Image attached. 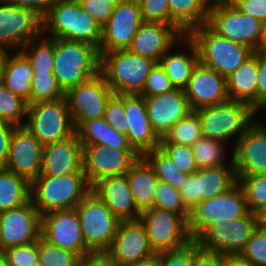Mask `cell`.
I'll list each match as a JSON object with an SVG mask.
<instances>
[{
  "mask_svg": "<svg viewBox=\"0 0 266 266\" xmlns=\"http://www.w3.org/2000/svg\"><path fill=\"white\" fill-rule=\"evenodd\" d=\"M2 253L8 266H32L39 261L38 240L6 249Z\"/></svg>",
  "mask_w": 266,
  "mask_h": 266,
  "instance_id": "47",
  "label": "cell"
},
{
  "mask_svg": "<svg viewBox=\"0 0 266 266\" xmlns=\"http://www.w3.org/2000/svg\"><path fill=\"white\" fill-rule=\"evenodd\" d=\"M31 184L5 168L0 169V212L19 208L31 200Z\"/></svg>",
  "mask_w": 266,
  "mask_h": 266,
  "instance_id": "35",
  "label": "cell"
},
{
  "mask_svg": "<svg viewBox=\"0 0 266 266\" xmlns=\"http://www.w3.org/2000/svg\"><path fill=\"white\" fill-rule=\"evenodd\" d=\"M24 127L43 145L72 136L76 129L66 98L29 104Z\"/></svg>",
  "mask_w": 266,
  "mask_h": 266,
  "instance_id": "9",
  "label": "cell"
},
{
  "mask_svg": "<svg viewBox=\"0 0 266 266\" xmlns=\"http://www.w3.org/2000/svg\"><path fill=\"white\" fill-rule=\"evenodd\" d=\"M231 3L239 11L266 24V0H231Z\"/></svg>",
  "mask_w": 266,
  "mask_h": 266,
  "instance_id": "54",
  "label": "cell"
},
{
  "mask_svg": "<svg viewBox=\"0 0 266 266\" xmlns=\"http://www.w3.org/2000/svg\"><path fill=\"white\" fill-rule=\"evenodd\" d=\"M75 209L86 248L92 254H104L114 240L121 221L92 191Z\"/></svg>",
  "mask_w": 266,
  "mask_h": 266,
  "instance_id": "7",
  "label": "cell"
},
{
  "mask_svg": "<svg viewBox=\"0 0 266 266\" xmlns=\"http://www.w3.org/2000/svg\"><path fill=\"white\" fill-rule=\"evenodd\" d=\"M15 7L29 8L43 19L55 0H3Z\"/></svg>",
  "mask_w": 266,
  "mask_h": 266,
  "instance_id": "55",
  "label": "cell"
},
{
  "mask_svg": "<svg viewBox=\"0 0 266 266\" xmlns=\"http://www.w3.org/2000/svg\"><path fill=\"white\" fill-rule=\"evenodd\" d=\"M0 2V47L7 50L20 48V51L42 34V19L29 8Z\"/></svg>",
  "mask_w": 266,
  "mask_h": 266,
  "instance_id": "18",
  "label": "cell"
},
{
  "mask_svg": "<svg viewBox=\"0 0 266 266\" xmlns=\"http://www.w3.org/2000/svg\"><path fill=\"white\" fill-rule=\"evenodd\" d=\"M9 55L4 64L1 83L31 104V80L34 73L30 62L20 51L14 56Z\"/></svg>",
  "mask_w": 266,
  "mask_h": 266,
  "instance_id": "33",
  "label": "cell"
},
{
  "mask_svg": "<svg viewBox=\"0 0 266 266\" xmlns=\"http://www.w3.org/2000/svg\"><path fill=\"white\" fill-rule=\"evenodd\" d=\"M82 146V169L91 187L102 178L125 175L140 157L133 149H115L106 145Z\"/></svg>",
  "mask_w": 266,
  "mask_h": 266,
  "instance_id": "15",
  "label": "cell"
},
{
  "mask_svg": "<svg viewBox=\"0 0 266 266\" xmlns=\"http://www.w3.org/2000/svg\"><path fill=\"white\" fill-rule=\"evenodd\" d=\"M187 36L197 46L199 62L225 78L254 54L248 47L220 36L207 23L193 28Z\"/></svg>",
  "mask_w": 266,
  "mask_h": 266,
  "instance_id": "5",
  "label": "cell"
},
{
  "mask_svg": "<svg viewBox=\"0 0 266 266\" xmlns=\"http://www.w3.org/2000/svg\"><path fill=\"white\" fill-rule=\"evenodd\" d=\"M183 35L172 25L144 22L129 50L159 63L161 57L178 44ZM177 42V43H176Z\"/></svg>",
  "mask_w": 266,
  "mask_h": 266,
  "instance_id": "26",
  "label": "cell"
},
{
  "mask_svg": "<svg viewBox=\"0 0 266 266\" xmlns=\"http://www.w3.org/2000/svg\"><path fill=\"white\" fill-rule=\"evenodd\" d=\"M203 137L200 118L195 110L177 121L160 140V144H179L192 146Z\"/></svg>",
  "mask_w": 266,
  "mask_h": 266,
  "instance_id": "37",
  "label": "cell"
},
{
  "mask_svg": "<svg viewBox=\"0 0 266 266\" xmlns=\"http://www.w3.org/2000/svg\"><path fill=\"white\" fill-rule=\"evenodd\" d=\"M79 266H118L105 254H92L80 260Z\"/></svg>",
  "mask_w": 266,
  "mask_h": 266,
  "instance_id": "58",
  "label": "cell"
},
{
  "mask_svg": "<svg viewBox=\"0 0 266 266\" xmlns=\"http://www.w3.org/2000/svg\"><path fill=\"white\" fill-rule=\"evenodd\" d=\"M126 266H160L159 256L154 255L153 257L146 259L144 261L137 262V263L130 264V265H126Z\"/></svg>",
  "mask_w": 266,
  "mask_h": 266,
  "instance_id": "60",
  "label": "cell"
},
{
  "mask_svg": "<svg viewBox=\"0 0 266 266\" xmlns=\"http://www.w3.org/2000/svg\"><path fill=\"white\" fill-rule=\"evenodd\" d=\"M137 210L141 213L154 207L158 178L149 163L140 156L125 174Z\"/></svg>",
  "mask_w": 266,
  "mask_h": 266,
  "instance_id": "30",
  "label": "cell"
},
{
  "mask_svg": "<svg viewBox=\"0 0 266 266\" xmlns=\"http://www.w3.org/2000/svg\"><path fill=\"white\" fill-rule=\"evenodd\" d=\"M32 266H43V264H41L39 261L35 264H33Z\"/></svg>",
  "mask_w": 266,
  "mask_h": 266,
  "instance_id": "67",
  "label": "cell"
},
{
  "mask_svg": "<svg viewBox=\"0 0 266 266\" xmlns=\"http://www.w3.org/2000/svg\"><path fill=\"white\" fill-rule=\"evenodd\" d=\"M41 216L32 201L0 212V249L34 243L40 238Z\"/></svg>",
  "mask_w": 266,
  "mask_h": 266,
  "instance_id": "19",
  "label": "cell"
},
{
  "mask_svg": "<svg viewBox=\"0 0 266 266\" xmlns=\"http://www.w3.org/2000/svg\"><path fill=\"white\" fill-rule=\"evenodd\" d=\"M174 89L175 87L171 84L164 68L160 65V63H156L147 77L146 84L141 95H161Z\"/></svg>",
  "mask_w": 266,
  "mask_h": 266,
  "instance_id": "51",
  "label": "cell"
},
{
  "mask_svg": "<svg viewBox=\"0 0 266 266\" xmlns=\"http://www.w3.org/2000/svg\"><path fill=\"white\" fill-rule=\"evenodd\" d=\"M43 147L25 127H16L11 137L5 169L31 184L41 173Z\"/></svg>",
  "mask_w": 266,
  "mask_h": 266,
  "instance_id": "21",
  "label": "cell"
},
{
  "mask_svg": "<svg viewBox=\"0 0 266 266\" xmlns=\"http://www.w3.org/2000/svg\"><path fill=\"white\" fill-rule=\"evenodd\" d=\"M263 50L266 51V24L264 26V41H263Z\"/></svg>",
  "mask_w": 266,
  "mask_h": 266,
  "instance_id": "66",
  "label": "cell"
},
{
  "mask_svg": "<svg viewBox=\"0 0 266 266\" xmlns=\"http://www.w3.org/2000/svg\"><path fill=\"white\" fill-rule=\"evenodd\" d=\"M159 148L170 158L174 166L184 174H193L198 168L191 146L159 144Z\"/></svg>",
  "mask_w": 266,
  "mask_h": 266,
  "instance_id": "45",
  "label": "cell"
},
{
  "mask_svg": "<svg viewBox=\"0 0 266 266\" xmlns=\"http://www.w3.org/2000/svg\"><path fill=\"white\" fill-rule=\"evenodd\" d=\"M212 4L231 2V0H209Z\"/></svg>",
  "mask_w": 266,
  "mask_h": 266,
  "instance_id": "65",
  "label": "cell"
},
{
  "mask_svg": "<svg viewBox=\"0 0 266 266\" xmlns=\"http://www.w3.org/2000/svg\"><path fill=\"white\" fill-rule=\"evenodd\" d=\"M40 237L51 245L76 253L81 259L92 255L86 248L76 209L42 215Z\"/></svg>",
  "mask_w": 266,
  "mask_h": 266,
  "instance_id": "16",
  "label": "cell"
},
{
  "mask_svg": "<svg viewBox=\"0 0 266 266\" xmlns=\"http://www.w3.org/2000/svg\"><path fill=\"white\" fill-rule=\"evenodd\" d=\"M76 133L81 145H106L115 149H132L127 135L112 128L104 117L85 121Z\"/></svg>",
  "mask_w": 266,
  "mask_h": 266,
  "instance_id": "34",
  "label": "cell"
},
{
  "mask_svg": "<svg viewBox=\"0 0 266 266\" xmlns=\"http://www.w3.org/2000/svg\"><path fill=\"white\" fill-rule=\"evenodd\" d=\"M94 192L120 221L138 220L137 210L126 176L105 177L96 182Z\"/></svg>",
  "mask_w": 266,
  "mask_h": 266,
  "instance_id": "28",
  "label": "cell"
},
{
  "mask_svg": "<svg viewBox=\"0 0 266 266\" xmlns=\"http://www.w3.org/2000/svg\"><path fill=\"white\" fill-rule=\"evenodd\" d=\"M207 24L220 36L253 50H263L264 24L239 11L231 2L215 3Z\"/></svg>",
  "mask_w": 266,
  "mask_h": 266,
  "instance_id": "8",
  "label": "cell"
},
{
  "mask_svg": "<svg viewBox=\"0 0 266 266\" xmlns=\"http://www.w3.org/2000/svg\"><path fill=\"white\" fill-rule=\"evenodd\" d=\"M223 254L198 247L193 253L191 266H221Z\"/></svg>",
  "mask_w": 266,
  "mask_h": 266,
  "instance_id": "57",
  "label": "cell"
},
{
  "mask_svg": "<svg viewBox=\"0 0 266 266\" xmlns=\"http://www.w3.org/2000/svg\"><path fill=\"white\" fill-rule=\"evenodd\" d=\"M29 103L12 93L0 82V121L16 127H24ZM25 116V117H24ZM25 121H23V120Z\"/></svg>",
  "mask_w": 266,
  "mask_h": 266,
  "instance_id": "40",
  "label": "cell"
},
{
  "mask_svg": "<svg viewBox=\"0 0 266 266\" xmlns=\"http://www.w3.org/2000/svg\"><path fill=\"white\" fill-rule=\"evenodd\" d=\"M106 1L109 2L113 7H116L120 3H123L125 0H106Z\"/></svg>",
  "mask_w": 266,
  "mask_h": 266,
  "instance_id": "63",
  "label": "cell"
},
{
  "mask_svg": "<svg viewBox=\"0 0 266 266\" xmlns=\"http://www.w3.org/2000/svg\"><path fill=\"white\" fill-rule=\"evenodd\" d=\"M191 147L198 169L218 168L228 165L224 161L226 147L221 141L203 136Z\"/></svg>",
  "mask_w": 266,
  "mask_h": 266,
  "instance_id": "39",
  "label": "cell"
},
{
  "mask_svg": "<svg viewBox=\"0 0 266 266\" xmlns=\"http://www.w3.org/2000/svg\"><path fill=\"white\" fill-rule=\"evenodd\" d=\"M198 113L204 137L225 143L233 135L239 139L255 122L257 112L247 103L226 102L195 110Z\"/></svg>",
  "mask_w": 266,
  "mask_h": 266,
  "instance_id": "6",
  "label": "cell"
},
{
  "mask_svg": "<svg viewBox=\"0 0 266 266\" xmlns=\"http://www.w3.org/2000/svg\"><path fill=\"white\" fill-rule=\"evenodd\" d=\"M198 247L196 240H191L180 248L159 253L160 266H191L193 253Z\"/></svg>",
  "mask_w": 266,
  "mask_h": 266,
  "instance_id": "49",
  "label": "cell"
},
{
  "mask_svg": "<svg viewBox=\"0 0 266 266\" xmlns=\"http://www.w3.org/2000/svg\"><path fill=\"white\" fill-rule=\"evenodd\" d=\"M249 212L243 189L237 183L227 193L202 200L190 211L188 231L197 240L211 225L244 217Z\"/></svg>",
  "mask_w": 266,
  "mask_h": 266,
  "instance_id": "10",
  "label": "cell"
},
{
  "mask_svg": "<svg viewBox=\"0 0 266 266\" xmlns=\"http://www.w3.org/2000/svg\"><path fill=\"white\" fill-rule=\"evenodd\" d=\"M91 192L85 173L39 175L32 183L30 197L40 216L75 207Z\"/></svg>",
  "mask_w": 266,
  "mask_h": 266,
  "instance_id": "2",
  "label": "cell"
},
{
  "mask_svg": "<svg viewBox=\"0 0 266 266\" xmlns=\"http://www.w3.org/2000/svg\"><path fill=\"white\" fill-rule=\"evenodd\" d=\"M232 151L236 175L266 174V126L254 122L238 139Z\"/></svg>",
  "mask_w": 266,
  "mask_h": 266,
  "instance_id": "22",
  "label": "cell"
},
{
  "mask_svg": "<svg viewBox=\"0 0 266 266\" xmlns=\"http://www.w3.org/2000/svg\"><path fill=\"white\" fill-rule=\"evenodd\" d=\"M65 98L53 73H34L31 80V104Z\"/></svg>",
  "mask_w": 266,
  "mask_h": 266,
  "instance_id": "42",
  "label": "cell"
},
{
  "mask_svg": "<svg viewBox=\"0 0 266 266\" xmlns=\"http://www.w3.org/2000/svg\"><path fill=\"white\" fill-rule=\"evenodd\" d=\"M143 23L138 0H125L113 7L111 17L102 27L99 53L129 49Z\"/></svg>",
  "mask_w": 266,
  "mask_h": 266,
  "instance_id": "17",
  "label": "cell"
},
{
  "mask_svg": "<svg viewBox=\"0 0 266 266\" xmlns=\"http://www.w3.org/2000/svg\"><path fill=\"white\" fill-rule=\"evenodd\" d=\"M80 6L87 11L102 28L112 15L113 6L106 0H78Z\"/></svg>",
  "mask_w": 266,
  "mask_h": 266,
  "instance_id": "52",
  "label": "cell"
},
{
  "mask_svg": "<svg viewBox=\"0 0 266 266\" xmlns=\"http://www.w3.org/2000/svg\"><path fill=\"white\" fill-rule=\"evenodd\" d=\"M16 126L0 121V169L5 168L9 156L10 141Z\"/></svg>",
  "mask_w": 266,
  "mask_h": 266,
  "instance_id": "56",
  "label": "cell"
},
{
  "mask_svg": "<svg viewBox=\"0 0 266 266\" xmlns=\"http://www.w3.org/2000/svg\"><path fill=\"white\" fill-rule=\"evenodd\" d=\"M155 64L129 49L100 53V73L115 94L141 95Z\"/></svg>",
  "mask_w": 266,
  "mask_h": 266,
  "instance_id": "4",
  "label": "cell"
},
{
  "mask_svg": "<svg viewBox=\"0 0 266 266\" xmlns=\"http://www.w3.org/2000/svg\"><path fill=\"white\" fill-rule=\"evenodd\" d=\"M139 220L155 255L180 248L192 240L188 222L179 214L152 207L141 212Z\"/></svg>",
  "mask_w": 266,
  "mask_h": 266,
  "instance_id": "11",
  "label": "cell"
},
{
  "mask_svg": "<svg viewBox=\"0 0 266 266\" xmlns=\"http://www.w3.org/2000/svg\"><path fill=\"white\" fill-rule=\"evenodd\" d=\"M114 94L101 73L70 89L65 98L75 129L85 121L104 117L109 99Z\"/></svg>",
  "mask_w": 266,
  "mask_h": 266,
  "instance_id": "14",
  "label": "cell"
},
{
  "mask_svg": "<svg viewBox=\"0 0 266 266\" xmlns=\"http://www.w3.org/2000/svg\"><path fill=\"white\" fill-rule=\"evenodd\" d=\"M257 216L248 212L244 217L211 225L197 240L199 247L223 255H239L257 229Z\"/></svg>",
  "mask_w": 266,
  "mask_h": 266,
  "instance_id": "13",
  "label": "cell"
},
{
  "mask_svg": "<svg viewBox=\"0 0 266 266\" xmlns=\"http://www.w3.org/2000/svg\"><path fill=\"white\" fill-rule=\"evenodd\" d=\"M143 22L170 25L168 0H138Z\"/></svg>",
  "mask_w": 266,
  "mask_h": 266,
  "instance_id": "48",
  "label": "cell"
},
{
  "mask_svg": "<svg viewBox=\"0 0 266 266\" xmlns=\"http://www.w3.org/2000/svg\"><path fill=\"white\" fill-rule=\"evenodd\" d=\"M0 266H8L7 261L3 255V253L0 255Z\"/></svg>",
  "mask_w": 266,
  "mask_h": 266,
  "instance_id": "64",
  "label": "cell"
},
{
  "mask_svg": "<svg viewBox=\"0 0 266 266\" xmlns=\"http://www.w3.org/2000/svg\"><path fill=\"white\" fill-rule=\"evenodd\" d=\"M170 25L183 36L193 28L206 24L212 3L209 0H168Z\"/></svg>",
  "mask_w": 266,
  "mask_h": 266,
  "instance_id": "32",
  "label": "cell"
},
{
  "mask_svg": "<svg viewBox=\"0 0 266 266\" xmlns=\"http://www.w3.org/2000/svg\"><path fill=\"white\" fill-rule=\"evenodd\" d=\"M257 113L266 106V51H257Z\"/></svg>",
  "mask_w": 266,
  "mask_h": 266,
  "instance_id": "53",
  "label": "cell"
},
{
  "mask_svg": "<svg viewBox=\"0 0 266 266\" xmlns=\"http://www.w3.org/2000/svg\"><path fill=\"white\" fill-rule=\"evenodd\" d=\"M236 176L244 191L249 212L256 214L266 207V174Z\"/></svg>",
  "mask_w": 266,
  "mask_h": 266,
  "instance_id": "41",
  "label": "cell"
},
{
  "mask_svg": "<svg viewBox=\"0 0 266 266\" xmlns=\"http://www.w3.org/2000/svg\"><path fill=\"white\" fill-rule=\"evenodd\" d=\"M83 146L75 132L72 136L43 147L40 175L60 176L82 169Z\"/></svg>",
  "mask_w": 266,
  "mask_h": 266,
  "instance_id": "27",
  "label": "cell"
},
{
  "mask_svg": "<svg viewBox=\"0 0 266 266\" xmlns=\"http://www.w3.org/2000/svg\"><path fill=\"white\" fill-rule=\"evenodd\" d=\"M154 207L179 214L187 222L189 220L190 212L183 205L179 189L160 180L155 189Z\"/></svg>",
  "mask_w": 266,
  "mask_h": 266,
  "instance_id": "43",
  "label": "cell"
},
{
  "mask_svg": "<svg viewBox=\"0 0 266 266\" xmlns=\"http://www.w3.org/2000/svg\"><path fill=\"white\" fill-rule=\"evenodd\" d=\"M39 262L43 266H79L81 258L74 252L38 239Z\"/></svg>",
  "mask_w": 266,
  "mask_h": 266,
  "instance_id": "44",
  "label": "cell"
},
{
  "mask_svg": "<svg viewBox=\"0 0 266 266\" xmlns=\"http://www.w3.org/2000/svg\"><path fill=\"white\" fill-rule=\"evenodd\" d=\"M104 254L118 266L141 262L155 255L139 219L121 221L114 240Z\"/></svg>",
  "mask_w": 266,
  "mask_h": 266,
  "instance_id": "20",
  "label": "cell"
},
{
  "mask_svg": "<svg viewBox=\"0 0 266 266\" xmlns=\"http://www.w3.org/2000/svg\"><path fill=\"white\" fill-rule=\"evenodd\" d=\"M9 51L6 48L0 47V82L2 78L3 68Z\"/></svg>",
  "mask_w": 266,
  "mask_h": 266,
  "instance_id": "62",
  "label": "cell"
},
{
  "mask_svg": "<svg viewBox=\"0 0 266 266\" xmlns=\"http://www.w3.org/2000/svg\"><path fill=\"white\" fill-rule=\"evenodd\" d=\"M179 43L189 48V53H173L170 49L161 57L159 63L164 68L171 84L178 89H184L192 75L193 70L199 63V54L196 44L184 35ZM172 52V53H171Z\"/></svg>",
  "mask_w": 266,
  "mask_h": 266,
  "instance_id": "29",
  "label": "cell"
},
{
  "mask_svg": "<svg viewBox=\"0 0 266 266\" xmlns=\"http://www.w3.org/2000/svg\"><path fill=\"white\" fill-rule=\"evenodd\" d=\"M191 110L213 106L229 100L227 79L200 62L183 89Z\"/></svg>",
  "mask_w": 266,
  "mask_h": 266,
  "instance_id": "24",
  "label": "cell"
},
{
  "mask_svg": "<svg viewBox=\"0 0 266 266\" xmlns=\"http://www.w3.org/2000/svg\"><path fill=\"white\" fill-rule=\"evenodd\" d=\"M87 43L99 49L102 28L78 0H55L42 19V35ZM50 34V35H49Z\"/></svg>",
  "mask_w": 266,
  "mask_h": 266,
  "instance_id": "1",
  "label": "cell"
},
{
  "mask_svg": "<svg viewBox=\"0 0 266 266\" xmlns=\"http://www.w3.org/2000/svg\"><path fill=\"white\" fill-rule=\"evenodd\" d=\"M144 100L148 120L160 140L177 121L192 111L183 89L175 88L161 95L144 96Z\"/></svg>",
  "mask_w": 266,
  "mask_h": 266,
  "instance_id": "23",
  "label": "cell"
},
{
  "mask_svg": "<svg viewBox=\"0 0 266 266\" xmlns=\"http://www.w3.org/2000/svg\"><path fill=\"white\" fill-rule=\"evenodd\" d=\"M230 159L229 165L198 169L187 175L179 192L183 205L189 212L198 202L225 194L238 183L232 155Z\"/></svg>",
  "mask_w": 266,
  "mask_h": 266,
  "instance_id": "12",
  "label": "cell"
},
{
  "mask_svg": "<svg viewBox=\"0 0 266 266\" xmlns=\"http://www.w3.org/2000/svg\"><path fill=\"white\" fill-rule=\"evenodd\" d=\"M256 216H257L258 227L266 231V207L258 211L256 213Z\"/></svg>",
  "mask_w": 266,
  "mask_h": 266,
  "instance_id": "61",
  "label": "cell"
},
{
  "mask_svg": "<svg viewBox=\"0 0 266 266\" xmlns=\"http://www.w3.org/2000/svg\"><path fill=\"white\" fill-rule=\"evenodd\" d=\"M153 168L158 180L180 189L186 181L187 174L179 171L170 158L160 149L148 151L142 156Z\"/></svg>",
  "mask_w": 266,
  "mask_h": 266,
  "instance_id": "38",
  "label": "cell"
},
{
  "mask_svg": "<svg viewBox=\"0 0 266 266\" xmlns=\"http://www.w3.org/2000/svg\"><path fill=\"white\" fill-rule=\"evenodd\" d=\"M104 119L116 131L127 135L128 126L126 125L125 103L122 94H114L109 99Z\"/></svg>",
  "mask_w": 266,
  "mask_h": 266,
  "instance_id": "50",
  "label": "cell"
},
{
  "mask_svg": "<svg viewBox=\"0 0 266 266\" xmlns=\"http://www.w3.org/2000/svg\"><path fill=\"white\" fill-rule=\"evenodd\" d=\"M257 52H254L227 79L229 100L249 104L257 112Z\"/></svg>",
  "mask_w": 266,
  "mask_h": 266,
  "instance_id": "31",
  "label": "cell"
},
{
  "mask_svg": "<svg viewBox=\"0 0 266 266\" xmlns=\"http://www.w3.org/2000/svg\"><path fill=\"white\" fill-rule=\"evenodd\" d=\"M125 103L127 138L132 149L143 156L159 148L160 139L154 133L148 120L146 104L142 95H123Z\"/></svg>",
  "mask_w": 266,
  "mask_h": 266,
  "instance_id": "25",
  "label": "cell"
},
{
  "mask_svg": "<svg viewBox=\"0 0 266 266\" xmlns=\"http://www.w3.org/2000/svg\"><path fill=\"white\" fill-rule=\"evenodd\" d=\"M98 73L100 53L97 47L84 42L54 38L53 74L65 94Z\"/></svg>",
  "mask_w": 266,
  "mask_h": 266,
  "instance_id": "3",
  "label": "cell"
},
{
  "mask_svg": "<svg viewBox=\"0 0 266 266\" xmlns=\"http://www.w3.org/2000/svg\"><path fill=\"white\" fill-rule=\"evenodd\" d=\"M221 266H254L240 255H223Z\"/></svg>",
  "mask_w": 266,
  "mask_h": 266,
  "instance_id": "59",
  "label": "cell"
},
{
  "mask_svg": "<svg viewBox=\"0 0 266 266\" xmlns=\"http://www.w3.org/2000/svg\"><path fill=\"white\" fill-rule=\"evenodd\" d=\"M42 36L30 40L20 52L29 60L33 73H53L54 38Z\"/></svg>",
  "mask_w": 266,
  "mask_h": 266,
  "instance_id": "36",
  "label": "cell"
},
{
  "mask_svg": "<svg viewBox=\"0 0 266 266\" xmlns=\"http://www.w3.org/2000/svg\"><path fill=\"white\" fill-rule=\"evenodd\" d=\"M239 255L254 266H266V231L257 227Z\"/></svg>",
  "mask_w": 266,
  "mask_h": 266,
  "instance_id": "46",
  "label": "cell"
}]
</instances>
